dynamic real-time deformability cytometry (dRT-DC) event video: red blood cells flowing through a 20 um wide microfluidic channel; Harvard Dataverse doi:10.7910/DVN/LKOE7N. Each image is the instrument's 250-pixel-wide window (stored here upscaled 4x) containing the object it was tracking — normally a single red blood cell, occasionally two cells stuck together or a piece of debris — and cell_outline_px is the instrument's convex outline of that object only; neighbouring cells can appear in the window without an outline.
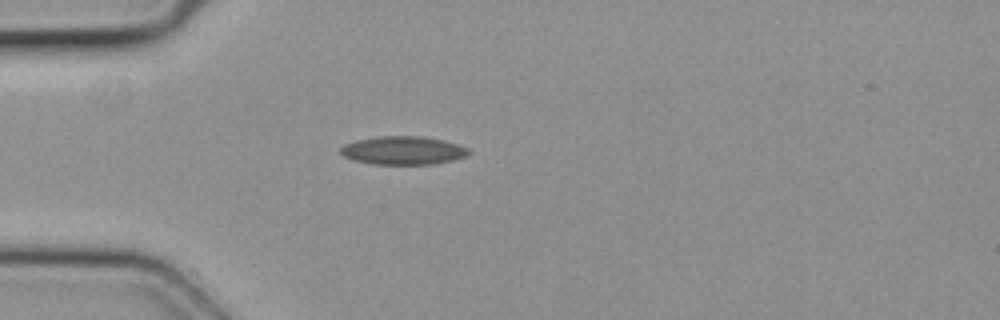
{"species": "common noctule bat (a hibernating species)", "species_latin": "Nyctalus noctula", "temperature_condition": "cold", "stored_images_in_passage": 23, "camera_frame_rate_fps": 3000, "um_per_image_px": 0.085, "animal": {"sex": "female", "body_mass_g": 19.3, "forearm_length_mm": 54.1}, "frame": {"image": 1, "passage_image": 1, "time_ms": 0.0, "image_size_px": [1000, 320], "cell_outline_px": [[472, 152], [464, 156], [452, 160], [432, 164], [372, 164], [356, 160], [344, 156], [340, 152], [340, 148], [344, 144], [356, 140], [376, 136], [424, 136], [444, 140], [460, 144], [468, 148]], "centroid_in_image_um": [34.28, 12.77], "position_along_channel_um": 50.7, "area_um2": 21.21}}
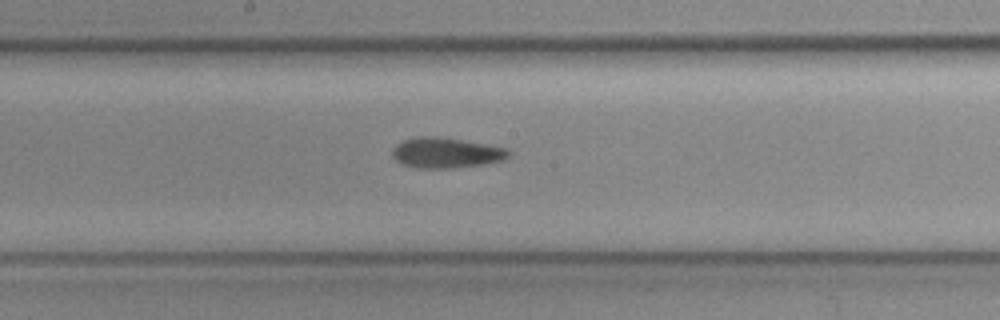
{"frame": {"image": 2, "passage_image": 13, "time_ms": 4.0, "image_size_px": [1000, 320], "cell_outline_px": [[512, 156], [504, 160], [484, 164], [452, 168], [416, 168], [404, 164], [396, 160], [392, 156], [392, 148], [396, 144], [404, 140], [420, 136], [436, 136], [484, 144], [504, 148], [512, 152]], "centroid_in_image_um": [37.92, 13.0], "position_along_channel_um": 210.3, "area_um2": 20.52}}
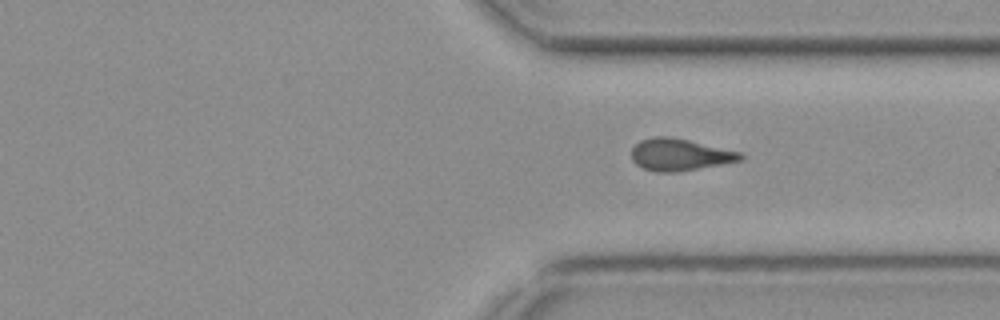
{"frame": {"image": 3, "passage_image": 23, "time_ms": 7.333, "image_size_px": [1000, 320], "cell_outline_px": [[744, 156], [740, 160], [720, 164], [676, 172], [656, 172], [644, 168], [636, 164], [632, 160], [632, 148], [640, 140], [656, 136], [672, 136], [740, 152]], "centroid_in_image_um": [57.74, 13.13], "position_along_channel_um": 353.7, "area_um2": 20.06}}